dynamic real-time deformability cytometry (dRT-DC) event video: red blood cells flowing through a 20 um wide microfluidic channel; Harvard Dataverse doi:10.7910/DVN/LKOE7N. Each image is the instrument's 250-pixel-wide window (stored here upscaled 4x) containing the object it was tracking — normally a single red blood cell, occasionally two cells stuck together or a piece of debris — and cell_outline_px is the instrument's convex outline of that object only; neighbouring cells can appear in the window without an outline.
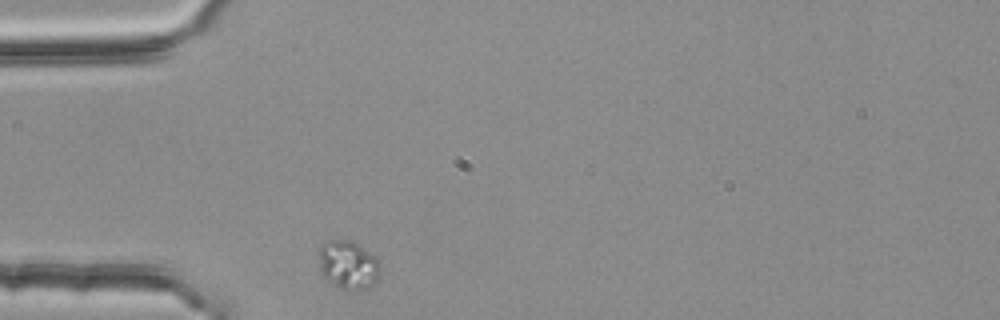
{"species": "common noctule bat (a hibernating species)", "species_latin": "Nyctalus noctula", "temperature_condition": "room temperature", "stored_images_in_passage": 30, "camera_frame_rate_fps": 3000, "um_per_image_px": 0.085, "animal": {"sex": "female", "body_mass_g": 25.1}, "frame": {"image": 1, "passage_image": 1, "time_ms": 0.0, "image_size_px": [1000, 320], "cell_outline_px": [[380, 272], [376, 280], [368, 288], [348, 292], [340, 288], [328, 280], [320, 272], [320, 244], [328, 240], [352, 240], [368, 252], [376, 260], [380, 268]], "centroid_in_image_um": [29.57, 22.53], "position_along_channel_um": 55.4, "area_um2": 17.17}}
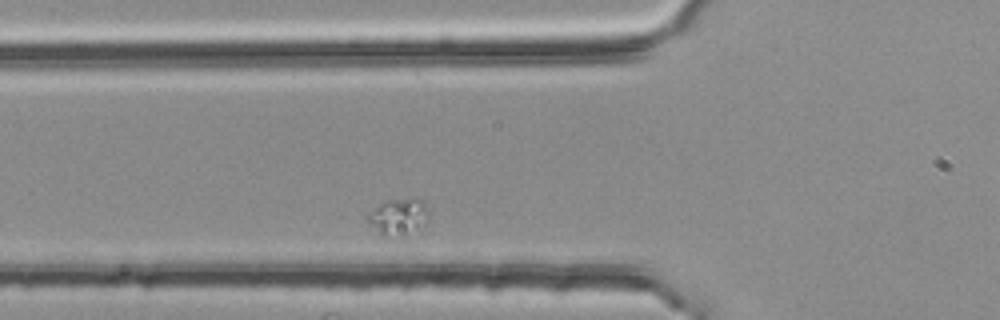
{"frame": {"image": 2, "passage_image": 5, "time_ms": 1.333, "image_size_px": [1000, 320], "cell_outline_px": [[428, 216], [404, 236], [380, 236], [368, 224], [364, 216], [380, 204], [388, 200], [424, 200], [428, 212]], "centroid_in_image_um": [33.73, 18.44], "position_along_channel_um": 92.1, "area_um2": 12.48}}